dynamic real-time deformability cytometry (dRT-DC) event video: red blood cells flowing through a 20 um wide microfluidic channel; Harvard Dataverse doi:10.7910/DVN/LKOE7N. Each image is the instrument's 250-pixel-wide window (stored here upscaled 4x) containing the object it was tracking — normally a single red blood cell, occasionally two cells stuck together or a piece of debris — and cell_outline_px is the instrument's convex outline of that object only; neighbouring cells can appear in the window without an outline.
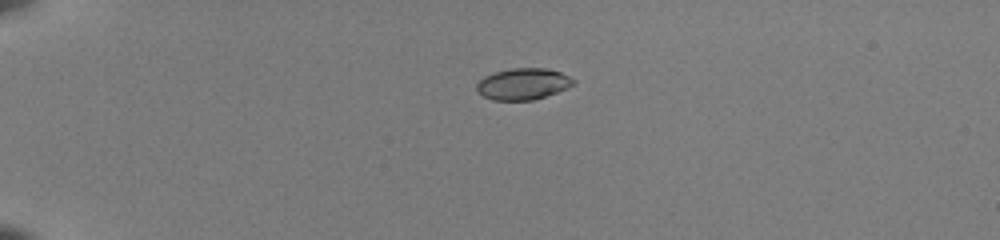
{"species": "common noctule bat (a hibernating species)", "species_latin": "Nyctalus noctula", "temperature_condition": "room temperature", "stored_images_in_passage": 40, "camera_frame_rate_fps": 3000, "um_per_image_px": 0.085, "animal": {"sex": "female", "body_mass_g": 22.0, "forearm_length_mm": 56.7}, "frame": {"image": 1, "passage_image": 1, "time_ms": 0.0, "image_size_px": [1000, 240], "cell_outline_px": [[576, 84], [556, 92], [532, 100], [492, 100], [476, 92], [476, 84], [484, 76], [496, 72], [512, 68], [544, 68], [560, 72], [576, 80]], "centroid_in_image_um": [44.44, 7.13], "position_along_channel_um": 40.6, "area_um2": 17.63}}
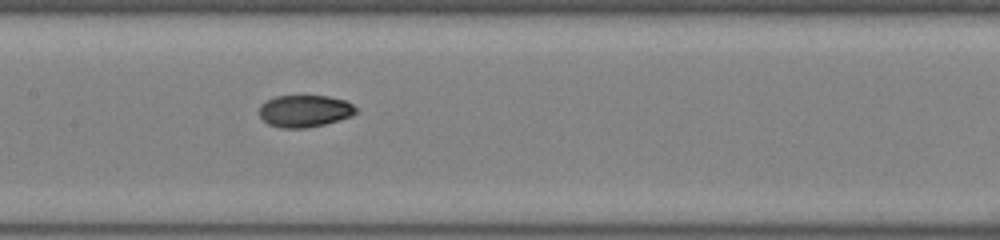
{"frame": {"image": 2, "passage_image": 16, "time_ms": 5.0, "image_size_px": [1000, 240], "cell_outline_px": [[356, 112], [352, 116], [340, 120], [324, 124], [304, 128], [280, 128], [268, 124], [260, 116], [260, 104], [276, 96], [328, 96], [344, 100], [352, 104], [356, 108]], "centroid_in_image_um": [25.9, 9.44], "position_along_channel_um": 181.5, "area_um2": 17.98}}
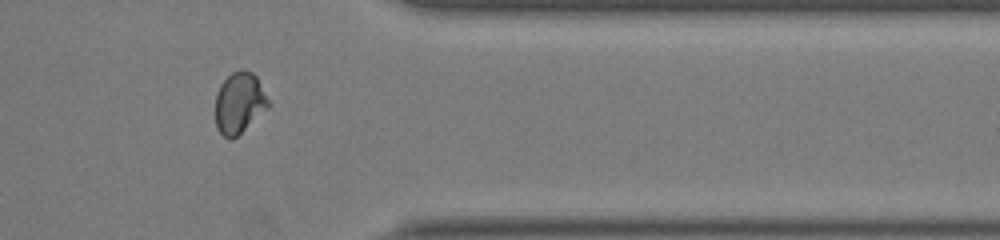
{"frame": {"image": 3, "passage_image": 32, "time_ms": 10.333, "image_size_px": [1000, 240], "cell_outline_px": [[268, 108], [232, 140], [228, 140], [216, 128], [216, 92], [220, 84], [232, 72], [240, 68], [244, 68], [252, 72], [256, 76], [268, 100]], "centroid_in_image_um": [20.31, 8.73], "position_along_channel_um": 391.1, "area_um2": 18.79}, "authors_computed_cell_mechanics": {"area_um2": 18.5249, "velocity_mm_per_s": 4.0303, "shape_relaxation_time_tau1_ms": 3.0409, "shape_relaxation_time_tau2_ms": 1.7953, "deformation_change_tau1": 0.1403, "deformation_change_tau2": 0.033}}